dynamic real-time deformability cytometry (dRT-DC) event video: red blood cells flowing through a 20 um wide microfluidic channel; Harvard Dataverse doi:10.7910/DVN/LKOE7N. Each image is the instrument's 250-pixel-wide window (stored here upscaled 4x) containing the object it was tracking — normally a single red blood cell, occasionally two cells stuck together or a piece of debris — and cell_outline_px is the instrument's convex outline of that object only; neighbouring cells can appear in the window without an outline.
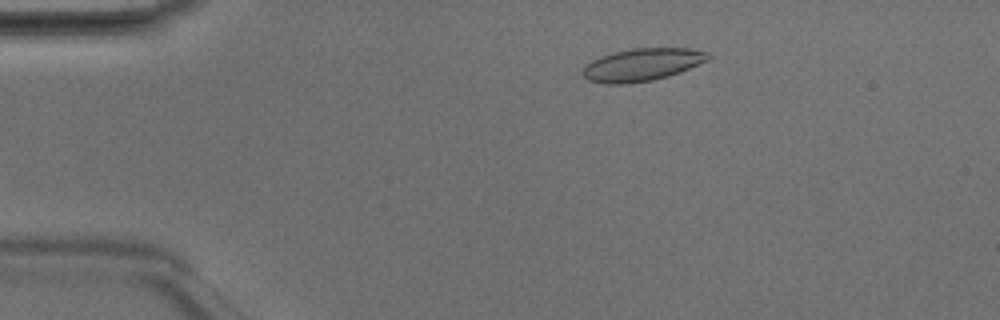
{"species": "Egyptian fruit bat (a non-hibernating species)", "species_latin": "Rousettus aegyptiacus", "temperature_condition": "room temperature", "stored_images_in_passage": 48, "camera_frame_rate_fps": 3000, "um_per_image_px": 0.085, "animal": {"sex": "male"}, "frame": {"image": 1, "passage_image": 9, "time_ms": 2.667, "image_size_px": [1000, 320], "cell_outline_px": [[712, 56], [708, 60], [680, 72], [668, 76], [652, 80], [624, 84], [604, 84], [588, 80], [584, 76], [584, 68], [592, 60], [600, 56], [632, 48], [692, 48], [708, 52]], "centroid_in_image_um": [54.62, 5.49], "position_along_channel_um": 30.4, "area_um2": 23.7}}
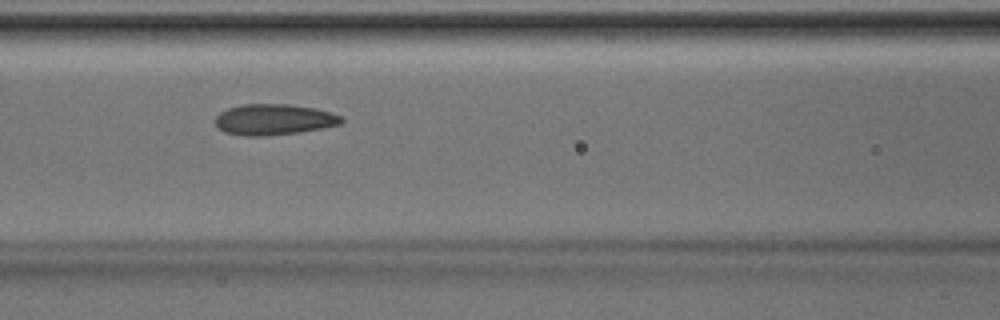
{"frame": {"image": 2, "passage_image": 21, "time_ms": 6.667, "image_size_px": [1000, 320], "cell_outline_px": [[344, 120], [340, 124], [320, 128], [296, 132], [268, 136], [244, 136], [224, 132], [216, 124], [216, 116], [220, 112], [228, 108], [244, 104], [288, 104], [316, 108], [340, 116]], "centroid_in_image_um": [23.25, 10.16], "position_along_channel_um": 143.4, "area_um2": 22.48}}
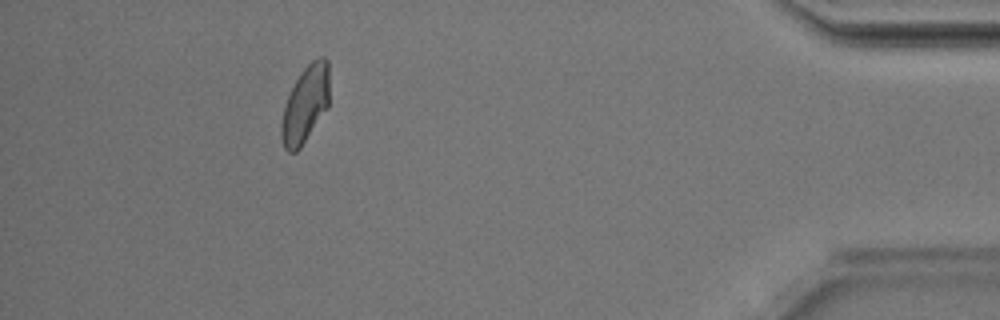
{"frame": {"image": 3, "passage_image": 44, "time_ms": 14.333, "image_size_px": [1000, 320], "cell_outline_px": [[328, 108], [300, 148], [296, 152], [288, 152], [284, 148], [280, 136], [280, 124], [284, 108], [288, 96], [300, 72], [312, 60], [320, 56], [324, 56], [328, 60]], "centroid_in_image_um": [25.94, 8.88], "position_along_channel_um": 409.3, "area_um2": 21.5}, "authors_computed_cell_mechanics": {"area_um2": 22.4264, "velocity_mm_per_s": 4.1747, "shape_relaxation_time_tau1_ms": 3.111, "shape_relaxation_time_tau2_ms": 1.8992, "deformation_change_tau1": 0.1035, "deformation_change_tau2": 0.0581}}